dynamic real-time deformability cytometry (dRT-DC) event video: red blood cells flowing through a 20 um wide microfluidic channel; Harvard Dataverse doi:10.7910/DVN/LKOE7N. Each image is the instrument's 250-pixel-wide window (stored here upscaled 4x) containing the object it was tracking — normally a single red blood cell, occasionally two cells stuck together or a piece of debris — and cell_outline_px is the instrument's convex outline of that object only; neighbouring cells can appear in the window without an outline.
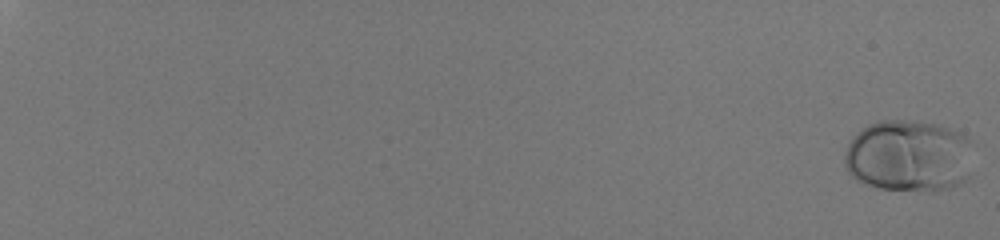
{"species": "human", "species_latin": "Homo sapiens", "temperature_condition": "room temperature", "stored_images_in_passage": 57, "camera_frame_rate_fps": 3000, "um_per_image_px": 0.085, "donor": {"sex": "male"}, "frame": {"image": 1, "passage_image": 1, "time_ms": 0.0, "image_size_px": [1000, 240], "cell_outline_px": [[976, 140], [968, 180], [948, 188], [932, 192], [880, 188], [864, 184], [856, 180], [848, 172], [844, 164], [844, 152], [852, 136], [856, 132], [868, 124], [880, 120], [920, 120], [940, 124], [960, 132]], "centroid_in_image_um": [77.3, 13.24], "position_along_channel_um": 7.7, "area_um2": 55.83}}
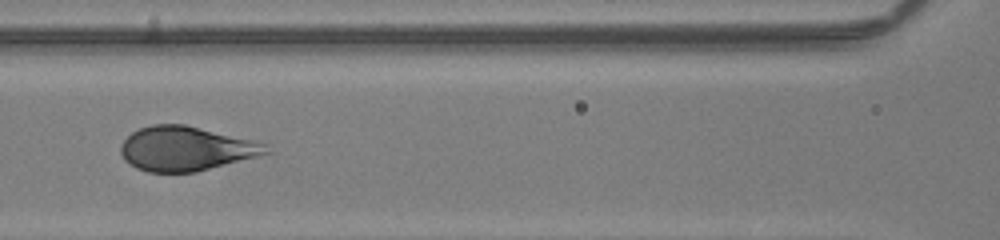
{"frame": {"image": 2, "passage_image": 33, "time_ms": 10.667, "image_size_px": [1000, 240], "cell_outline_px": [[276, 152], [196, 172], [148, 172], [136, 168], [128, 164], [124, 160], [120, 152], [120, 144], [132, 132], [140, 128], [152, 124], [184, 124], [264, 144]], "centroid_in_image_um": [15.77, 12.65], "position_along_channel_um": 150.8, "area_um2": 37.45}}
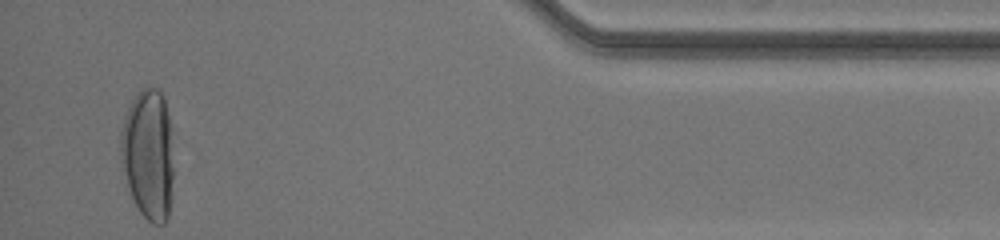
{"frame": {"image": 3, "passage_image": 56, "time_ms": 18.333, "image_size_px": [1000, 240], "cell_outline_px": [[176, 168], [172, 196], [168, 216], [164, 224], [152, 224], [140, 212], [128, 188], [120, 160], [120, 132], [124, 116], [136, 92], [144, 88], [156, 88], [164, 96], [172, 128]], "centroid_in_image_um": [12.65, 13.12], "position_along_channel_um": 422.5, "area_um2": 41.79}, "authors_computed_cell_mechanics": {"area_um2": 43.1188, "velocity_mm_per_s": 4.058, "shape_relaxation_time_tau1_ms": 3.0101, "shape_relaxation_time_tau2_ms": null, "deformation_change_tau1": 0.2022, "deformation_change_tau2": null}}